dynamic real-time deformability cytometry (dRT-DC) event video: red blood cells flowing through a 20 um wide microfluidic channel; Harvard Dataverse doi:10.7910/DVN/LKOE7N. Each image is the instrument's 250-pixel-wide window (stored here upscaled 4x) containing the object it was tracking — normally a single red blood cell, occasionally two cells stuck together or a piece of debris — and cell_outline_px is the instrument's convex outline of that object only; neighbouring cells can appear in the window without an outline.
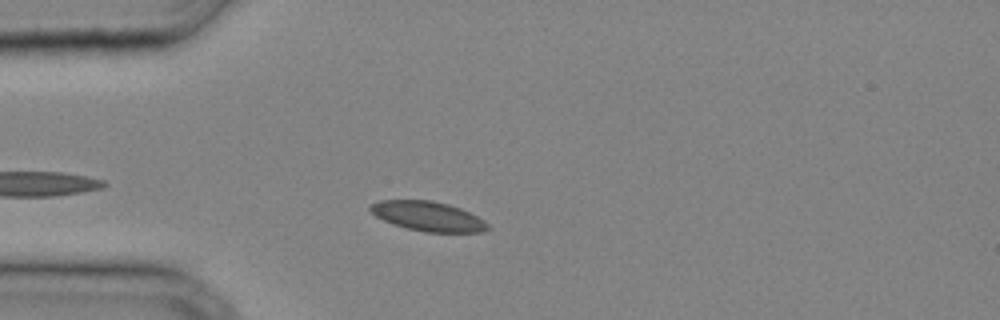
{"species": "common noctule bat (a hibernating species)", "species_latin": "Nyctalus noctula", "temperature_condition": "cold", "stored_images_in_passage": 30, "camera_frame_rate_fps": 3000, "um_per_image_px": 0.085, "animal": {"sex": "male", "body_mass_g": 20.4}, "frame": {"image": 1, "passage_image": 5, "time_ms": 1.333, "image_size_px": [1000, 320], "cell_outline_px": [[492, 228], [484, 232], [424, 232], [408, 228], [384, 220], [376, 216], [368, 208], [368, 204], [380, 200], [432, 200], [448, 204], [460, 208], [484, 220]], "centroid_in_image_um": [36.39, 18.37], "position_along_channel_um": 48.6, "area_um2": 20.23}}
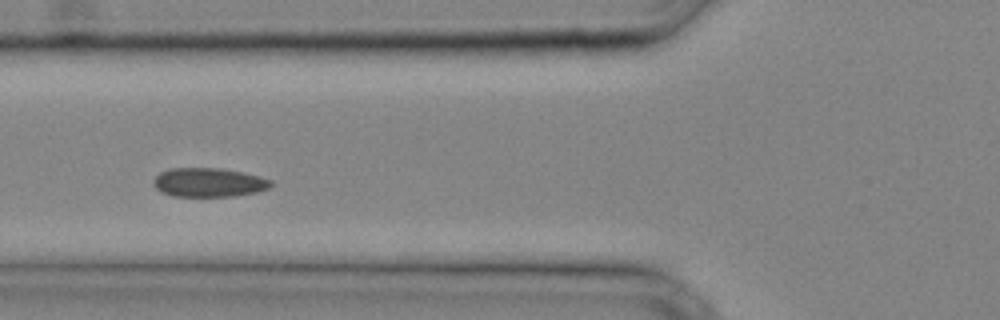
{"frame": {"image": 2, "passage_image": 9, "time_ms": 2.667, "image_size_px": [1000, 320], "cell_outline_px": [[272, 184], [268, 188], [256, 192], [236, 196], [172, 196], [160, 192], [152, 184], [152, 180], [160, 172], [168, 168], [220, 168], [244, 172], [260, 176], [272, 180]], "centroid_in_image_um": [17.72, 15.5], "position_along_channel_um": 108.1, "area_um2": 20.06}}
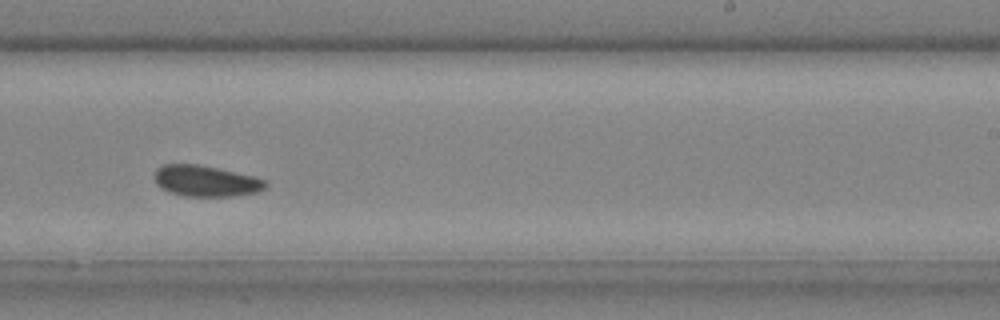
{"frame": {"image": 3, "passage_image": 18, "time_ms": 5.667, "image_size_px": [1000, 320], "cell_outline_px": [[268, 184], [264, 188], [256, 192], [232, 196], [184, 196], [160, 188], [156, 184], [156, 168], [164, 164], [200, 164], [220, 168], [268, 180]], "centroid_in_image_um": [17.51, 15.37], "position_along_channel_um": 271.5, "area_um2": 20.06}}